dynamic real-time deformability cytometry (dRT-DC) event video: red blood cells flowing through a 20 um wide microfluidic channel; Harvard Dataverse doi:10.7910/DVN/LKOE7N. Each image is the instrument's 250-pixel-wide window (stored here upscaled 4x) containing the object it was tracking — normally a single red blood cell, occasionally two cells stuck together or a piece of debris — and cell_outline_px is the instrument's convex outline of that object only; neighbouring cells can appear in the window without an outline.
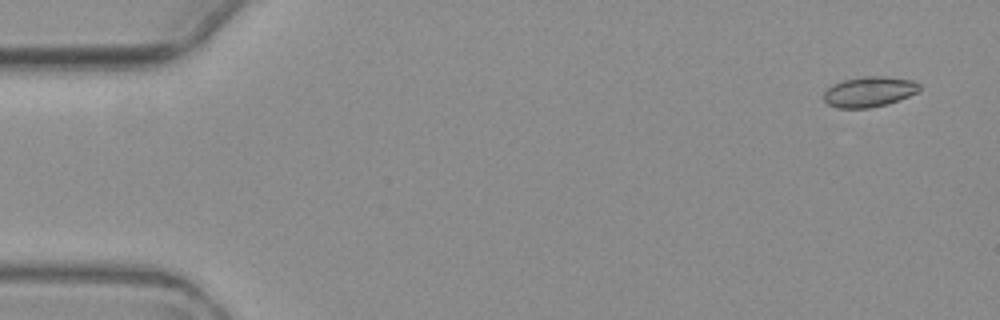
{"species": "common noctule bat (a hibernating species)", "species_latin": "Nyctalus noctula", "temperature_condition": "warm", "stored_images_in_passage": 3, "segment_of_instrument_passage": [1, 2], "camera_frame_rate_fps": 3000, "um_per_image_px": 0.085, "animal": {"sex": "female", "body_mass_g": 19.3, "forearm_length_mm": 54.1}, "frame": {"image": 1, "passage_image": 1, "time_ms": 0.0, "image_size_px": [1000, 320], "cell_outline_px": [[920, 88], [916, 92], [908, 96], [888, 104], [868, 108], [836, 108], [828, 104], [824, 100], [824, 92], [832, 84], [840, 80], [864, 76], [884, 76], [912, 80], [920, 84]], "centroid_in_image_um": [73.85, 7.79], "position_along_channel_um": 11.2, "area_um2": 16.99}}